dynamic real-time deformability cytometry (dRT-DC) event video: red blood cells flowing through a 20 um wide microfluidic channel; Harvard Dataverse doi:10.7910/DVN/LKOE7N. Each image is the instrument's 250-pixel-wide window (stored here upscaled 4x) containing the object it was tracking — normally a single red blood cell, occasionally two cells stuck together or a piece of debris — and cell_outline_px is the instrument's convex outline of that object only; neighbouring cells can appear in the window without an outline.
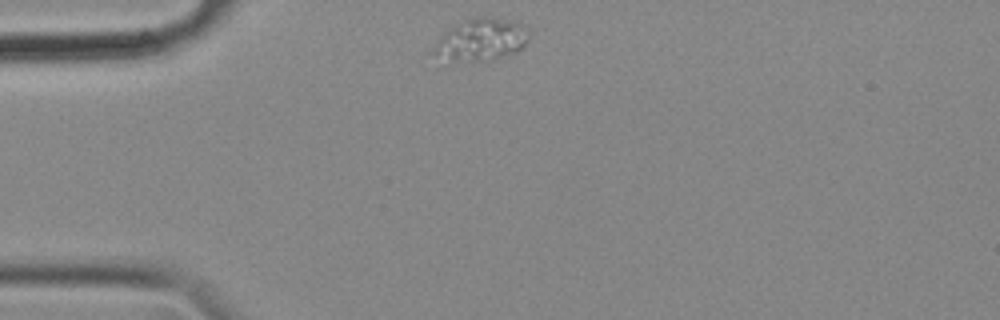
{"species": "common noctule bat (a hibernating species)", "species_latin": "Nyctalus noctula", "temperature_condition": "cold", "stored_images_in_passage": 46, "camera_frame_rate_fps": 3000, "um_per_image_px": 0.085, "animal": {"sex": "female", "body_mass_g": 18.4}, "frame": {"image": 1, "passage_image": 1, "time_ms": 0.0, "image_size_px": [1000, 320], "cell_outline_px": [[528, 40], [516, 52], [500, 56], [452, 64], [428, 52], [440, 36], [464, 20], [476, 16], [488, 16], [516, 20], [524, 24], [528, 28]], "centroid_in_image_um": [40.84, 3.36], "position_along_channel_um": 44.2, "area_um2": 23.81}}
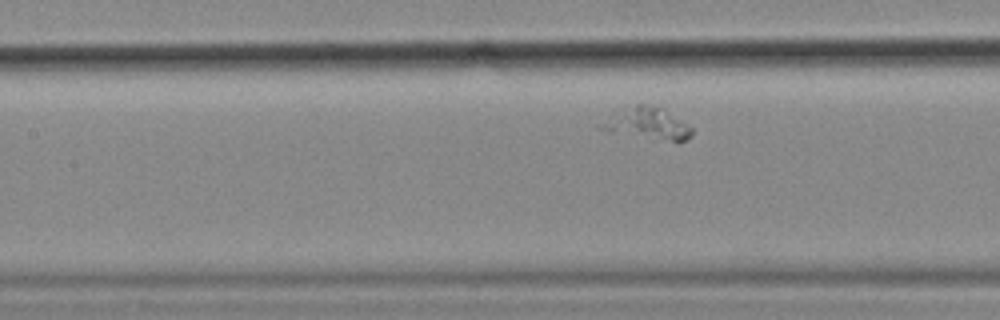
{"frame": {"image": 2, "passage_image": 13, "time_ms": 4.0, "image_size_px": [1000, 320], "cell_outline_px": [[692, 136], [688, 140], [680, 144], [608, 132], [596, 128], [636, 104], [644, 104], [660, 108], [692, 128]], "centroid_in_image_um": [55.15, 10.61], "position_along_channel_um": 152.3, "area_um2": 16.18}}
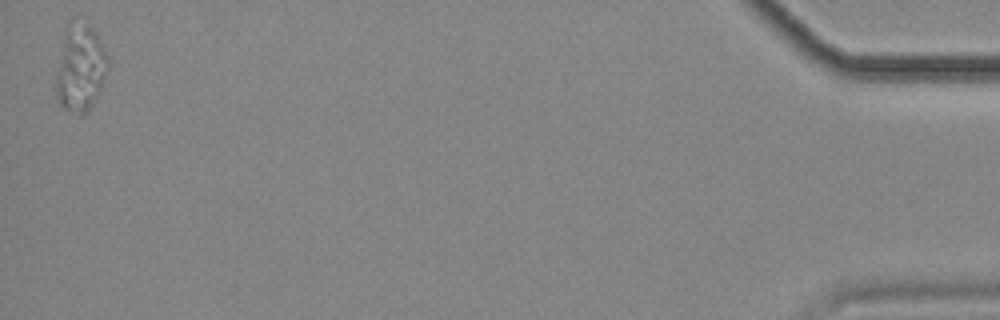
{"frame": {"image": 3, "passage_image": 46, "time_ms": 15.0, "image_size_px": [1000, 320], "cell_outline_px": [[108, 68], [100, 92], [92, 104], [80, 116], [64, 108], [56, 100], [52, 88], [56, 72], [68, 28], [88, 28], [96, 36], [108, 56]], "centroid_in_image_um": [6.81, 6.02], "position_along_channel_um": 428.4, "area_um2": 24.97}}